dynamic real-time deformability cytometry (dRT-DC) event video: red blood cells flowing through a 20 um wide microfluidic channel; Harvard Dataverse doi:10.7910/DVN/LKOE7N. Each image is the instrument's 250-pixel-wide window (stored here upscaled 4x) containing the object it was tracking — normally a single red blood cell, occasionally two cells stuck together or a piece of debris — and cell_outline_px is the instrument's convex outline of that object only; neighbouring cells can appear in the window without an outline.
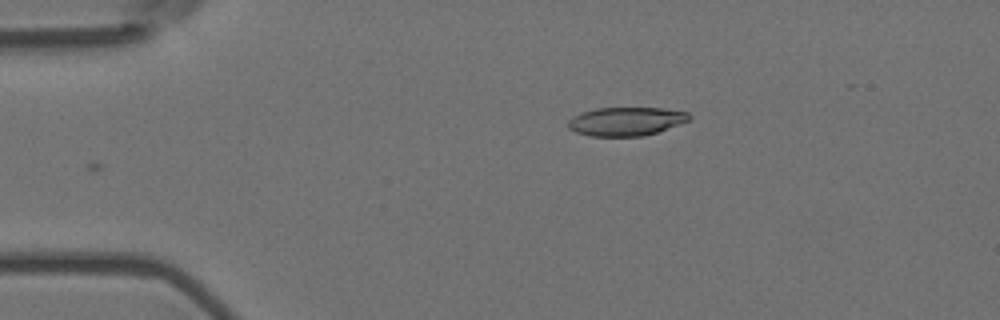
{"species": "Egyptian fruit bat (a non-hibernating species)", "species_latin": "Rousettus aegyptiacus", "temperature_condition": "room temperature", "stored_images_in_passage": 8, "camera_frame_rate_fps": 3000, "um_per_image_px": 0.085, "animal": {"sex": "female"}, "frame": {"image": 1, "passage_image": 1, "time_ms": 0.0, "image_size_px": [1000, 320], "cell_outline_px": [[692, 116], [688, 120], [656, 132], [640, 136], [588, 136], [576, 132], [568, 128], [568, 120], [572, 116], [580, 112], [596, 108], [664, 108], [688, 112]], "centroid_in_image_um": [53.16, 10.31], "position_along_channel_um": 31.8, "area_um2": 20.11}}
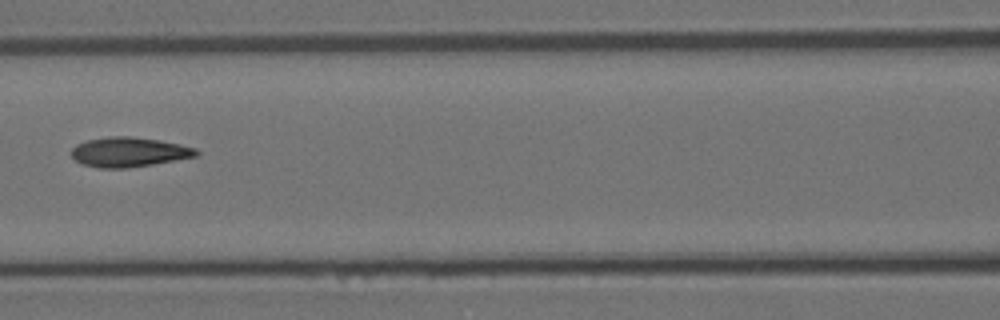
{"frame": {"image": 2, "passage_image": 5, "time_ms": 1.333, "image_size_px": [1000, 320], "cell_outline_px": [[200, 152], [196, 156], [152, 164], [124, 168], [100, 168], [80, 164], [72, 156], [72, 148], [76, 144], [88, 140], [112, 136], [132, 136], [160, 140], [180, 144], [196, 148]], "centroid_in_image_um": [10.95, 12.92], "position_along_channel_um": 155.6, "area_um2": 21.5}}
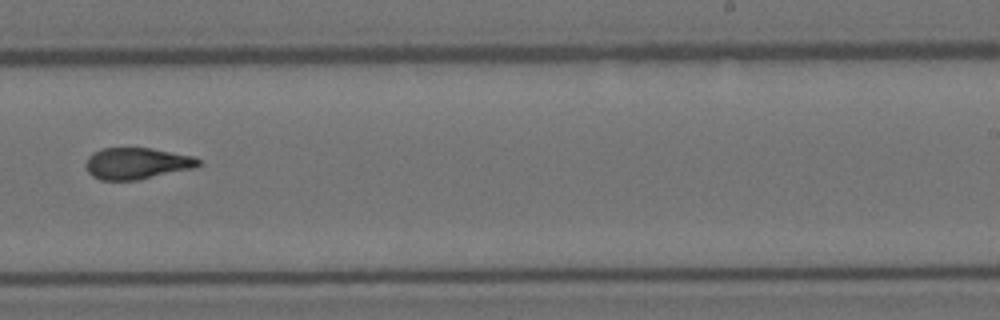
{"frame": {"image": 3, "passage_image": 8, "time_ms": 2.333, "image_size_px": [1000, 320], "cell_outline_px": [[200, 164], [196, 168], [136, 180], [100, 180], [92, 176], [88, 172], [84, 164], [88, 156], [92, 152], [100, 148], [152, 148], [196, 156], [200, 160]], "centroid_in_image_um": [11.63, 13.88], "position_along_channel_um": 277.4, "area_um2": 20.98}}